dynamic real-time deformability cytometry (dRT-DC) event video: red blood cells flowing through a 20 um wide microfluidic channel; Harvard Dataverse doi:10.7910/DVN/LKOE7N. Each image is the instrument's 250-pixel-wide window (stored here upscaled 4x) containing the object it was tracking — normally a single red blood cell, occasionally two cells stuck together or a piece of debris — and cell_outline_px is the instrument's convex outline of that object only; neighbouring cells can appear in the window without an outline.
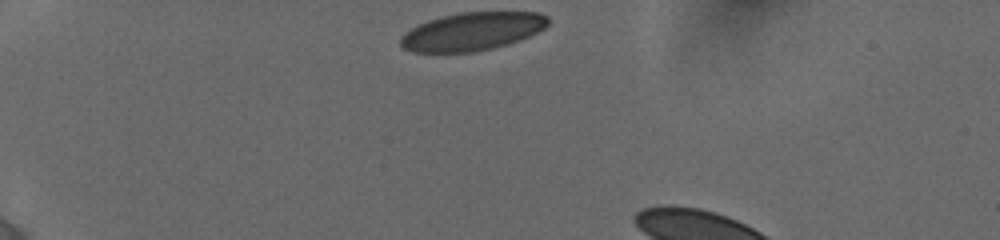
{"species": "human", "species_latin": "Homo sapiens", "temperature_condition": "cold", "stored_images_in_passage": 8, "camera_frame_rate_fps": 3000, "um_per_image_px": 0.085, "donor": {"sex": "female"}, "frame": {"image": 1, "passage_image": 1, "time_ms": 0.0, "image_size_px": [1000, 240], "cell_outline_px": [[548, 24], [544, 28], [528, 36], [492, 48], [472, 52], [412, 52], [404, 48], [400, 44], [400, 36], [404, 32], [428, 20], [440, 16], [460, 12], [540, 12], [548, 16]], "centroid_in_image_um": [40.1, 2.66], "position_along_channel_um": 44.9, "area_um2": 32.54}}